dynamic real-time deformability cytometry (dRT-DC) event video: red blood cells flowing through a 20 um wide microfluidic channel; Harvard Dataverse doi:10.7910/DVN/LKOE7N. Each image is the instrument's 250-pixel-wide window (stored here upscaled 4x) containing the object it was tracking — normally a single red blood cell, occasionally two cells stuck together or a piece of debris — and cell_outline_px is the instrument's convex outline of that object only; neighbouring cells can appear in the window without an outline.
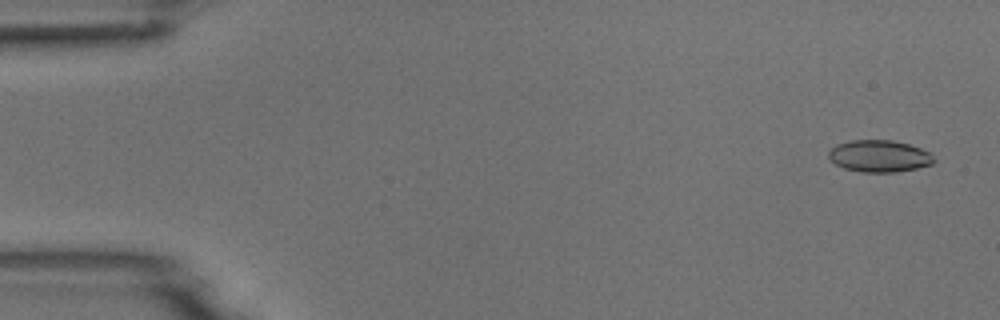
{"species": "common noctule bat (a hibernating species)", "species_latin": "Nyctalus noctula", "temperature_condition": "room temperature", "stored_images_in_passage": 8, "camera_frame_rate_fps": 3000, "um_per_image_px": 0.085, "animal": {"sex": "male", "body_mass_g": 18.8}, "frame": {"image": 1, "passage_image": 1, "time_ms": 0.0, "image_size_px": [1000, 320], "cell_outline_px": [[936, 160], [932, 164], [916, 168], [896, 172], [860, 172], [844, 168], [836, 164], [828, 156], [828, 152], [836, 144], [852, 140], [892, 140], [908, 144], [932, 152]], "centroid_in_image_um": [74.77, 13.26], "position_along_channel_um": 10.2, "area_um2": 19.65}}
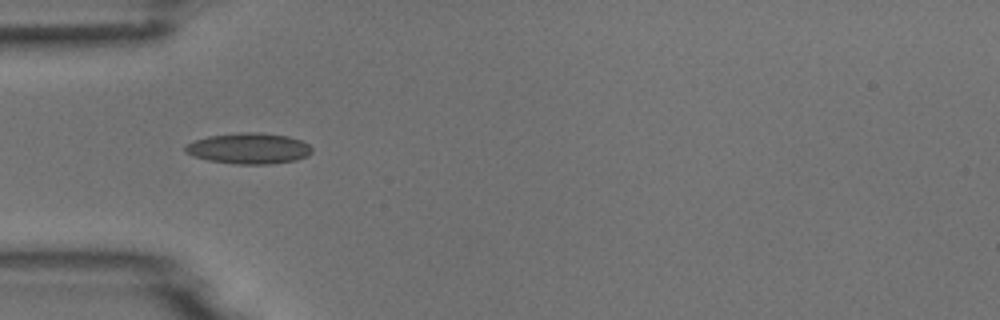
{"frame": {"image": 2, "passage_image": 5, "time_ms": 4.667, "image_size_px": [1000, 320], "cell_outline_px": [[312, 152], [308, 156], [296, 160], [272, 164], [236, 164], [208, 160], [192, 156], [184, 152], [184, 144], [208, 136], [240, 132], [260, 132], [288, 136], [300, 140], [308, 144], [312, 148]], "centroid_in_image_um": [21.14, 12.61], "position_along_channel_um": 63.9, "area_um2": 23.0}}